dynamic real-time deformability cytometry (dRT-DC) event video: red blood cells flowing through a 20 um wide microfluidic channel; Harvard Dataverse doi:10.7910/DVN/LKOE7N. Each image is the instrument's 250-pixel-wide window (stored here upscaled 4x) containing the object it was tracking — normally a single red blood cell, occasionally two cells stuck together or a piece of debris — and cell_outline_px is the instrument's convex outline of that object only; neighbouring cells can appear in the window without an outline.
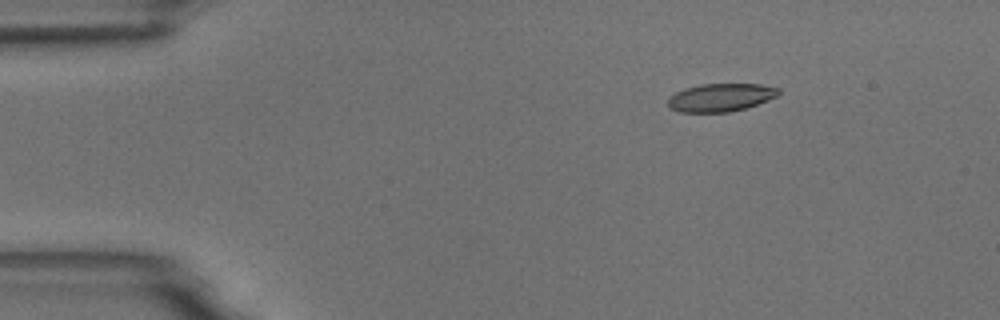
{"species": "common noctule bat (a hibernating species)", "species_latin": "Nyctalus noctula", "temperature_condition": "room temperature", "stored_images_in_passage": 4, "camera_frame_rate_fps": 3000, "um_per_image_px": 0.085, "animal": {"sex": "male", "body_mass_g": 18.8}, "frame": {"image": 1, "passage_image": 2, "time_ms": 1.333, "image_size_px": [1000, 320], "cell_outline_px": [[780, 92], [776, 96], [756, 104], [744, 108], [728, 112], [680, 112], [672, 108], [668, 104], [668, 96], [684, 88], [700, 84], [760, 84], [780, 88]], "centroid_in_image_um": [61.23, 8.27], "position_along_channel_um": 23.8, "area_um2": 17.92}}